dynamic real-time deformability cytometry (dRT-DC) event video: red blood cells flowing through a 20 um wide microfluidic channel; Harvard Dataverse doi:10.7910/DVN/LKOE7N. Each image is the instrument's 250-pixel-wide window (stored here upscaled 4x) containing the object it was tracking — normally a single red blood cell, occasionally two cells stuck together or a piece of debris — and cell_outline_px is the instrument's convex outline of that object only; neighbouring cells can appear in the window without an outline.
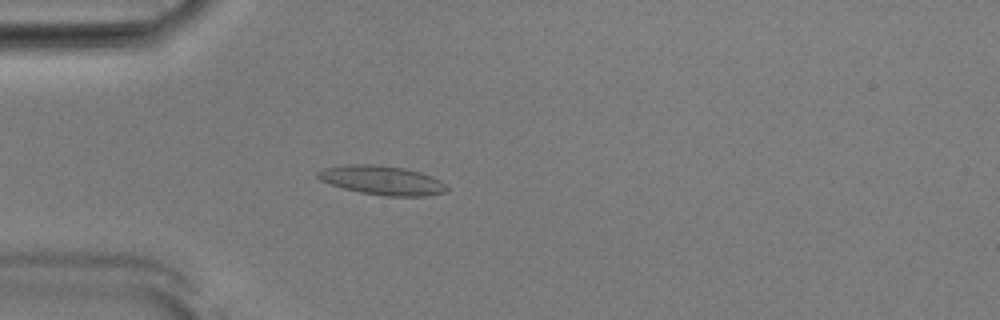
{"species": "Egyptian fruit bat (a non-hibernating species)", "species_latin": "Rousettus aegyptiacus", "temperature_condition": "room temperature", "stored_images_in_passage": 53, "camera_frame_rate_fps": 3000, "um_per_image_px": 0.085, "animal": {"sex": "male"}, "frame": {"image": 1, "passage_image": 15, "time_ms": 4.667, "image_size_px": [1000, 320], "cell_outline_px": [[448, 192], [428, 196], [384, 196], [360, 192], [344, 188], [320, 180], [316, 176], [316, 172], [324, 168], [348, 164], [372, 164], [404, 168], [420, 172], [432, 176], [440, 180], [448, 188]], "centroid_in_image_um": [32.5, 15.33], "position_along_channel_um": 52.5, "area_um2": 21.91}}
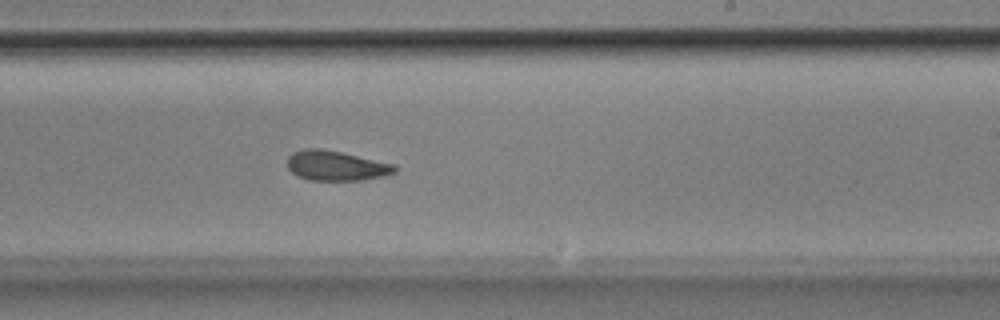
{"frame": {"image": 2, "passage_image": 32, "time_ms": 10.333, "image_size_px": [1000, 320], "cell_outline_px": [[396, 172], [384, 176], [360, 180], [308, 180], [296, 176], [288, 168], [288, 156], [292, 152], [304, 148], [320, 148], [340, 152], [392, 164], [396, 168]], "centroid_in_image_um": [28.5, 14.09], "position_along_channel_um": 260.5, "area_um2": 18.55}}
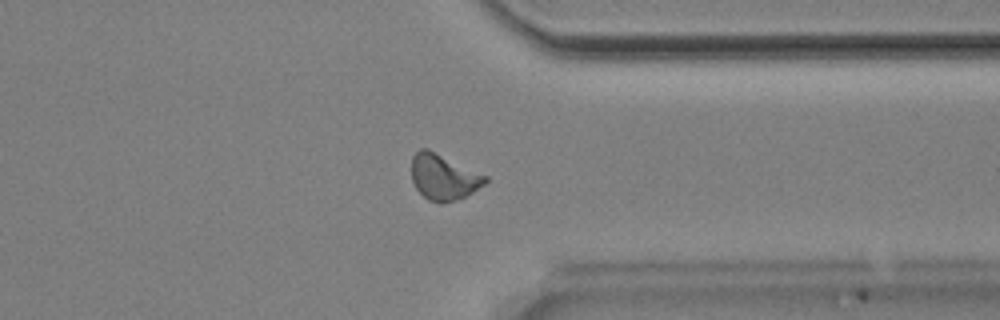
{"frame": {"image": 3, "passage_image": 41, "time_ms": 13.333, "image_size_px": [1000, 320], "cell_outline_px": [[488, 180], [484, 184], [472, 192], [456, 200], [440, 204], [428, 200], [416, 188], [412, 180], [412, 156], [420, 148], [428, 148], [488, 176]], "centroid_in_image_um": [37.69, 15.04], "position_along_channel_um": 373.7, "area_um2": 19.65}, "authors_computed_cell_mechanics": {"area_um2": 19.1896, "velocity_mm_per_s": 3.8425, "shape_relaxation_time_tau1_ms": null, "shape_relaxation_time_tau2_ms": 4.1051, "deformation_change_tau1": null, "deformation_change_tau2": 0.1126}}